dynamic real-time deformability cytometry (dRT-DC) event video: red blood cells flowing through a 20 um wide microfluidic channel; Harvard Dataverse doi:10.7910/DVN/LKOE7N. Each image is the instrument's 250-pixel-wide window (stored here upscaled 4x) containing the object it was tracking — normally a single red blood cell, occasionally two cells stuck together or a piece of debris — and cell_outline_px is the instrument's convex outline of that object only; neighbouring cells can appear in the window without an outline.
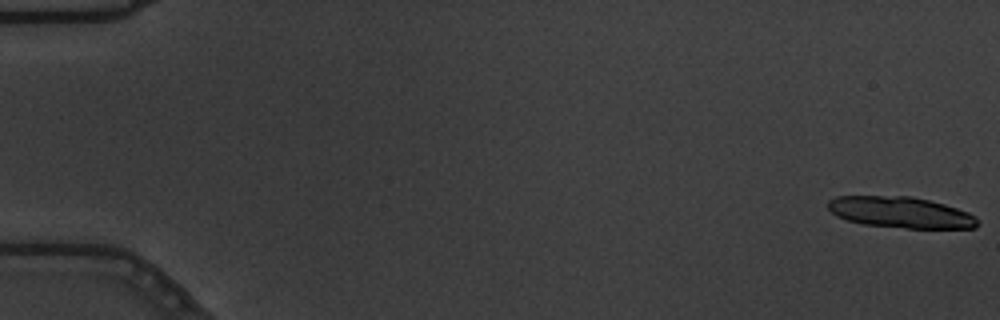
{"species": "common noctule bat (a hibernating species)", "species_latin": "Nyctalus noctula", "temperature_condition": "warm", "stored_images_in_passage": 17, "camera_frame_rate_fps": 3000, "um_per_image_px": 0.085, "animal": {"sex": "male", "body_mass_g": 19.5, "forearm_length_mm": 54.6}, "frame": {"image": 1, "passage_image": 1, "time_ms": 0.0, "image_size_px": [1000, 320], "cell_outline_px": [[980, 224], [976, 228], [908, 228], [864, 224], [848, 220], [836, 216], [828, 208], [828, 200], [836, 196], [912, 196], [944, 204], [968, 212], [976, 216], [980, 220]], "centroid_in_image_um": [76.59, 18.05], "position_along_channel_um": 8.4, "area_um2": 27.17}}